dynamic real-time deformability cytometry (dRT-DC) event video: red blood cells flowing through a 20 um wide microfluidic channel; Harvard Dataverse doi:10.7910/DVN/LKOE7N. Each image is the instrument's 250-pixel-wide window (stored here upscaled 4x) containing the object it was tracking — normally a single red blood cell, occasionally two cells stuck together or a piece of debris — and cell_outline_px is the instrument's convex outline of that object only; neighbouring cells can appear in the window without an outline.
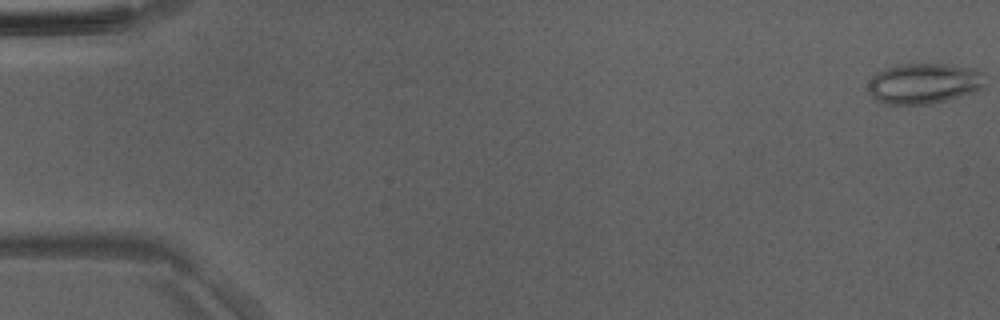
{"species": "Egyptian fruit bat (a non-hibernating species)", "species_latin": "Rousettus aegyptiacus", "temperature_condition": "room temperature", "stored_images_in_passage": 5, "camera_frame_rate_fps": 3000, "um_per_image_px": 0.085, "animal": {"sex": "male"}, "frame": {"image": 1, "passage_image": 1, "time_ms": 0.0, "image_size_px": [1000, 320], "cell_outline_px": [[984, 88], [976, 92], [928, 104], [884, 104], [876, 100], [868, 92], [868, 84], [872, 76], [876, 72], [884, 68], [896, 64], [948, 64], [972, 68], [984, 72]], "centroid_in_image_um": [78.53, 7.08], "position_along_channel_um": 6.5, "area_um2": 27.92}}